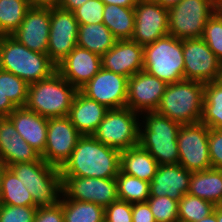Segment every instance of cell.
<instances>
[{
  "label": "cell",
  "instance_id": "e575fe53",
  "mask_svg": "<svg viewBox=\"0 0 222 222\" xmlns=\"http://www.w3.org/2000/svg\"><path fill=\"white\" fill-rule=\"evenodd\" d=\"M29 84L16 75L0 69V92L16 107H25Z\"/></svg>",
  "mask_w": 222,
  "mask_h": 222
},
{
  "label": "cell",
  "instance_id": "f907efd6",
  "mask_svg": "<svg viewBox=\"0 0 222 222\" xmlns=\"http://www.w3.org/2000/svg\"><path fill=\"white\" fill-rule=\"evenodd\" d=\"M198 222H217V218H216L215 212L211 213L207 217H204L202 220H200Z\"/></svg>",
  "mask_w": 222,
  "mask_h": 222
},
{
  "label": "cell",
  "instance_id": "ba28073f",
  "mask_svg": "<svg viewBox=\"0 0 222 222\" xmlns=\"http://www.w3.org/2000/svg\"><path fill=\"white\" fill-rule=\"evenodd\" d=\"M216 0H182L168 9V35L177 39L202 38L208 19L219 9Z\"/></svg>",
  "mask_w": 222,
  "mask_h": 222
},
{
  "label": "cell",
  "instance_id": "ffe728a7",
  "mask_svg": "<svg viewBox=\"0 0 222 222\" xmlns=\"http://www.w3.org/2000/svg\"><path fill=\"white\" fill-rule=\"evenodd\" d=\"M102 68L128 78L143 70V46L132 40H117L101 57Z\"/></svg>",
  "mask_w": 222,
  "mask_h": 222
},
{
  "label": "cell",
  "instance_id": "681fc988",
  "mask_svg": "<svg viewBox=\"0 0 222 222\" xmlns=\"http://www.w3.org/2000/svg\"><path fill=\"white\" fill-rule=\"evenodd\" d=\"M214 212L216 214L217 222H222V204L215 206Z\"/></svg>",
  "mask_w": 222,
  "mask_h": 222
},
{
  "label": "cell",
  "instance_id": "f6af8a7d",
  "mask_svg": "<svg viewBox=\"0 0 222 222\" xmlns=\"http://www.w3.org/2000/svg\"><path fill=\"white\" fill-rule=\"evenodd\" d=\"M30 7L34 8H56L60 4V0H27Z\"/></svg>",
  "mask_w": 222,
  "mask_h": 222
},
{
  "label": "cell",
  "instance_id": "74e56055",
  "mask_svg": "<svg viewBox=\"0 0 222 222\" xmlns=\"http://www.w3.org/2000/svg\"><path fill=\"white\" fill-rule=\"evenodd\" d=\"M105 4L101 0H88L73 11L79 24L90 25L103 23Z\"/></svg>",
  "mask_w": 222,
  "mask_h": 222
},
{
  "label": "cell",
  "instance_id": "5b68a950",
  "mask_svg": "<svg viewBox=\"0 0 222 222\" xmlns=\"http://www.w3.org/2000/svg\"><path fill=\"white\" fill-rule=\"evenodd\" d=\"M203 101L204 83L182 80L167 84L156 112L181 125L194 124L201 121Z\"/></svg>",
  "mask_w": 222,
  "mask_h": 222
},
{
  "label": "cell",
  "instance_id": "6da1fadb",
  "mask_svg": "<svg viewBox=\"0 0 222 222\" xmlns=\"http://www.w3.org/2000/svg\"><path fill=\"white\" fill-rule=\"evenodd\" d=\"M121 151L104 145L92 135L81 136L70 158L60 168L61 176L116 178Z\"/></svg>",
  "mask_w": 222,
  "mask_h": 222
},
{
  "label": "cell",
  "instance_id": "7a4b0ae2",
  "mask_svg": "<svg viewBox=\"0 0 222 222\" xmlns=\"http://www.w3.org/2000/svg\"><path fill=\"white\" fill-rule=\"evenodd\" d=\"M139 144L158 165L179 164L177 135L181 124L156 111L140 114Z\"/></svg>",
  "mask_w": 222,
  "mask_h": 222
},
{
  "label": "cell",
  "instance_id": "c3c4849f",
  "mask_svg": "<svg viewBox=\"0 0 222 222\" xmlns=\"http://www.w3.org/2000/svg\"><path fill=\"white\" fill-rule=\"evenodd\" d=\"M160 4L162 7L169 9L170 7L175 6L182 0H153Z\"/></svg>",
  "mask_w": 222,
  "mask_h": 222
},
{
  "label": "cell",
  "instance_id": "30bf717a",
  "mask_svg": "<svg viewBox=\"0 0 222 222\" xmlns=\"http://www.w3.org/2000/svg\"><path fill=\"white\" fill-rule=\"evenodd\" d=\"M209 127L201 122L181 125L177 135L179 164L191 173L212 168L208 146Z\"/></svg>",
  "mask_w": 222,
  "mask_h": 222
},
{
  "label": "cell",
  "instance_id": "4316f807",
  "mask_svg": "<svg viewBox=\"0 0 222 222\" xmlns=\"http://www.w3.org/2000/svg\"><path fill=\"white\" fill-rule=\"evenodd\" d=\"M117 39L103 23L84 25L79 24L77 45L103 56L111 49Z\"/></svg>",
  "mask_w": 222,
  "mask_h": 222
},
{
  "label": "cell",
  "instance_id": "8992f818",
  "mask_svg": "<svg viewBox=\"0 0 222 222\" xmlns=\"http://www.w3.org/2000/svg\"><path fill=\"white\" fill-rule=\"evenodd\" d=\"M9 168L25 185L37 207L54 206L60 202L63 192L59 168L44 159L15 163Z\"/></svg>",
  "mask_w": 222,
  "mask_h": 222
},
{
  "label": "cell",
  "instance_id": "52a82bcc",
  "mask_svg": "<svg viewBox=\"0 0 222 222\" xmlns=\"http://www.w3.org/2000/svg\"><path fill=\"white\" fill-rule=\"evenodd\" d=\"M143 70L166 84L184 80L183 40L166 35L143 46Z\"/></svg>",
  "mask_w": 222,
  "mask_h": 222
},
{
  "label": "cell",
  "instance_id": "d6a6232c",
  "mask_svg": "<svg viewBox=\"0 0 222 222\" xmlns=\"http://www.w3.org/2000/svg\"><path fill=\"white\" fill-rule=\"evenodd\" d=\"M118 198L131 204L146 202L150 197V183L123 173L116 176Z\"/></svg>",
  "mask_w": 222,
  "mask_h": 222
},
{
  "label": "cell",
  "instance_id": "b9f144b4",
  "mask_svg": "<svg viewBox=\"0 0 222 222\" xmlns=\"http://www.w3.org/2000/svg\"><path fill=\"white\" fill-rule=\"evenodd\" d=\"M34 222H64L62 205L38 207Z\"/></svg>",
  "mask_w": 222,
  "mask_h": 222
},
{
  "label": "cell",
  "instance_id": "7402d4cb",
  "mask_svg": "<svg viewBox=\"0 0 222 222\" xmlns=\"http://www.w3.org/2000/svg\"><path fill=\"white\" fill-rule=\"evenodd\" d=\"M41 159V155L20 136L13 123L7 117L0 118V161L9 167Z\"/></svg>",
  "mask_w": 222,
  "mask_h": 222
},
{
  "label": "cell",
  "instance_id": "484cf974",
  "mask_svg": "<svg viewBox=\"0 0 222 222\" xmlns=\"http://www.w3.org/2000/svg\"><path fill=\"white\" fill-rule=\"evenodd\" d=\"M189 194L213 203L222 204V169L210 168L193 172L190 178Z\"/></svg>",
  "mask_w": 222,
  "mask_h": 222
},
{
  "label": "cell",
  "instance_id": "4dcf8cb0",
  "mask_svg": "<svg viewBox=\"0 0 222 222\" xmlns=\"http://www.w3.org/2000/svg\"><path fill=\"white\" fill-rule=\"evenodd\" d=\"M201 123L211 129L222 128V85L216 81L204 83Z\"/></svg>",
  "mask_w": 222,
  "mask_h": 222
},
{
  "label": "cell",
  "instance_id": "7dc6e473",
  "mask_svg": "<svg viewBox=\"0 0 222 222\" xmlns=\"http://www.w3.org/2000/svg\"><path fill=\"white\" fill-rule=\"evenodd\" d=\"M105 5H117L122 7H134L139 0H101Z\"/></svg>",
  "mask_w": 222,
  "mask_h": 222
},
{
  "label": "cell",
  "instance_id": "f35d334b",
  "mask_svg": "<svg viewBox=\"0 0 222 222\" xmlns=\"http://www.w3.org/2000/svg\"><path fill=\"white\" fill-rule=\"evenodd\" d=\"M38 207L0 204V222H34Z\"/></svg>",
  "mask_w": 222,
  "mask_h": 222
},
{
  "label": "cell",
  "instance_id": "7bdbcfd3",
  "mask_svg": "<svg viewBox=\"0 0 222 222\" xmlns=\"http://www.w3.org/2000/svg\"><path fill=\"white\" fill-rule=\"evenodd\" d=\"M132 222H156L147 201L132 204Z\"/></svg>",
  "mask_w": 222,
  "mask_h": 222
},
{
  "label": "cell",
  "instance_id": "9a60e30c",
  "mask_svg": "<svg viewBox=\"0 0 222 222\" xmlns=\"http://www.w3.org/2000/svg\"><path fill=\"white\" fill-rule=\"evenodd\" d=\"M128 77L101 69L79 91L108 109L126 107Z\"/></svg>",
  "mask_w": 222,
  "mask_h": 222
},
{
  "label": "cell",
  "instance_id": "d6986e66",
  "mask_svg": "<svg viewBox=\"0 0 222 222\" xmlns=\"http://www.w3.org/2000/svg\"><path fill=\"white\" fill-rule=\"evenodd\" d=\"M101 67V56L77 45L57 66V71L79 90Z\"/></svg>",
  "mask_w": 222,
  "mask_h": 222
},
{
  "label": "cell",
  "instance_id": "3957f363",
  "mask_svg": "<svg viewBox=\"0 0 222 222\" xmlns=\"http://www.w3.org/2000/svg\"><path fill=\"white\" fill-rule=\"evenodd\" d=\"M0 69L31 84L51 76L57 66L48 54L34 52L12 36H0Z\"/></svg>",
  "mask_w": 222,
  "mask_h": 222
},
{
  "label": "cell",
  "instance_id": "1f68e13d",
  "mask_svg": "<svg viewBox=\"0 0 222 222\" xmlns=\"http://www.w3.org/2000/svg\"><path fill=\"white\" fill-rule=\"evenodd\" d=\"M30 8L27 0H0V36H11Z\"/></svg>",
  "mask_w": 222,
  "mask_h": 222
},
{
  "label": "cell",
  "instance_id": "f1b7e54d",
  "mask_svg": "<svg viewBox=\"0 0 222 222\" xmlns=\"http://www.w3.org/2000/svg\"><path fill=\"white\" fill-rule=\"evenodd\" d=\"M0 204L37 207L30 192L9 167L2 176Z\"/></svg>",
  "mask_w": 222,
  "mask_h": 222
},
{
  "label": "cell",
  "instance_id": "7c38bea8",
  "mask_svg": "<svg viewBox=\"0 0 222 222\" xmlns=\"http://www.w3.org/2000/svg\"><path fill=\"white\" fill-rule=\"evenodd\" d=\"M79 23L74 13L59 7L50 9V33L47 54L58 66L77 46Z\"/></svg>",
  "mask_w": 222,
  "mask_h": 222
},
{
  "label": "cell",
  "instance_id": "f546056e",
  "mask_svg": "<svg viewBox=\"0 0 222 222\" xmlns=\"http://www.w3.org/2000/svg\"><path fill=\"white\" fill-rule=\"evenodd\" d=\"M59 203L62 205L64 222H104V207L100 205L71 200L63 194Z\"/></svg>",
  "mask_w": 222,
  "mask_h": 222
},
{
  "label": "cell",
  "instance_id": "8d00e7d4",
  "mask_svg": "<svg viewBox=\"0 0 222 222\" xmlns=\"http://www.w3.org/2000/svg\"><path fill=\"white\" fill-rule=\"evenodd\" d=\"M147 203L156 222H178L179 201L162 197H149Z\"/></svg>",
  "mask_w": 222,
  "mask_h": 222
},
{
  "label": "cell",
  "instance_id": "277c9868",
  "mask_svg": "<svg viewBox=\"0 0 222 222\" xmlns=\"http://www.w3.org/2000/svg\"><path fill=\"white\" fill-rule=\"evenodd\" d=\"M79 90L55 71L48 78L29 84L26 108L46 118L69 115Z\"/></svg>",
  "mask_w": 222,
  "mask_h": 222
},
{
  "label": "cell",
  "instance_id": "2e32d148",
  "mask_svg": "<svg viewBox=\"0 0 222 222\" xmlns=\"http://www.w3.org/2000/svg\"><path fill=\"white\" fill-rule=\"evenodd\" d=\"M184 80L216 81L221 61L202 38L183 40Z\"/></svg>",
  "mask_w": 222,
  "mask_h": 222
},
{
  "label": "cell",
  "instance_id": "9c48e42d",
  "mask_svg": "<svg viewBox=\"0 0 222 222\" xmlns=\"http://www.w3.org/2000/svg\"><path fill=\"white\" fill-rule=\"evenodd\" d=\"M140 114L128 107L109 109L92 135L97 141L119 151L139 144Z\"/></svg>",
  "mask_w": 222,
  "mask_h": 222
},
{
  "label": "cell",
  "instance_id": "ac0fdd59",
  "mask_svg": "<svg viewBox=\"0 0 222 222\" xmlns=\"http://www.w3.org/2000/svg\"><path fill=\"white\" fill-rule=\"evenodd\" d=\"M49 33L50 9L31 7L11 36L28 49L47 54Z\"/></svg>",
  "mask_w": 222,
  "mask_h": 222
},
{
  "label": "cell",
  "instance_id": "8fae6325",
  "mask_svg": "<svg viewBox=\"0 0 222 222\" xmlns=\"http://www.w3.org/2000/svg\"><path fill=\"white\" fill-rule=\"evenodd\" d=\"M63 195L107 207L118 198L116 178L61 176Z\"/></svg>",
  "mask_w": 222,
  "mask_h": 222
},
{
  "label": "cell",
  "instance_id": "4fadbf2b",
  "mask_svg": "<svg viewBox=\"0 0 222 222\" xmlns=\"http://www.w3.org/2000/svg\"><path fill=\"white\" fill-rule=\"evenodd\" d=\"M81 136L68 116L48 118L47 142L41 158L60 169Z\"/></svg>",
  "mask_w": 222,
  "mask_h": 222
},
{
  "label": "cell",
  "instance_id": "44dd1931",
  "mask_svg": "<svg viewBox=\"0 0 222 222\" xmlns=\"http://www.w3.org/2000/svg\"><path fill=\"white\" fill-rule=\"evenodd\" d=\"M191 175L180 164L158 165L150 182V197L168 196L179 201L189 191Z\"/></svg>",
  "mask_w": 222,
  "mask_h": 222
},
{
  "label": "cell",
  "instance_id": "e0dca14e",
  "mask_svg": "<svg viewBox=\"0 0 222 222\" xmlns=\"http://www.w3.org/2000/svg\"><path fill=\"white\" fill-rule=\"evenodd\" d=\"M167 84L145 70L128 78L126 107L142 114L158 108Z\"/></svg>",
  "mask_w": 222,
  "mask_h": 222
},
{
  "label": "cell",
  "instance_id": "d4e9b609",
  "mask_svg": "<svg viewBox=\"0 0 222 222\" xmlns=\"http://www.w3.org/2000/svg\"><path fill=\"white\" fill-rule=\"evenodd\" d=\"M157 168V161L140 144L121 151L120 170L127 175L150 183Z\"/></svg>",
  "mask_w": 222,
  "mask_h": 222
},
{
  "label": "cell",
  "instance_id": "ee69618b",
  "mask_svg": "<svg viewBox=\"0 0 222 222\" xmlns=\"http://www.w3.org/2000/svg\"><path fill=\"white\" fill-rule=\"evenodd\" d=\"M15 109L16 107L11 103L7 96H4L0 92V118L8 117L10 113Z\"/></svg>",
  "mask_w": 222,
  "mask_h": 222
},
{
  "label": "cell",
  "instance_id": "cb8c5ba5",
  "mask_svg": "<svg viewBox=\"0 0 222 222\" xmlns=\"http://www.w3.org/2000/svg\"><path fill=\"white\" fill-rule=\"evenodd\" d=\"M108 110L106 106L87 98L78 91L68 117L82 136L93 135Z\"/></svg>",
  "mask_w": 222,
  "mask_h": 222
},
{
  "label": "cell",
  "instance_id": "ab89813d",
  "mask_svg": "<svg viewBox=\"0 0 222 222\" xmlns=\"http://www.w3.org/2000/svg\"><path fill=\"white\" fill-rule=\"evenodd\" d=\"M104 222H132V204L117 199L104 208Z\"/></svg>",
  "mask_w": 222,
  "mask_h": 222
},
{
  "label": "cell",
  "instance_id": "816d5d0a",
  "mask_svg": "<svg viewBox=\"0 0 222 222\" xmlns=\"http://www.w3.org/2000/svg\"><path fill=\"white\" fill-rule=\"evenodd\" d=\"M6 168H7V166L2 161H0V196H1L2 176H3V173H4Z\"/></svg>",
  "mask_w": 222,
  "mask_h": 222
},
{
  "label": "cell",
  "instance_id": "60d3db41",
  "mask_svg": "<svg viewBox=\"0 0 222 222\" xmlns=\"http://www.w3.org/2000/svg\"><path fill=\"white\" fill-rule=\"evenodd\" d=\"M208 146L212 168L222 169V128H209Z\"/></svg>",
  "mask_w": 222,
  "mask_h": 222
},
{
  "label": "cell",
  "instance_id": "bcb514c9",
  "mask_svg": "<svg viewBox=\"0 0 222 222\" xmlns=\"http://www.w3.org/2000/svg\"><path fill=\"white\" fill-rule=\"evenodd\" d=\"M88 0H60L59 8L73 12Z\"/></svg>",
  "mask_w": 222,
  "mask_h": 222
},
{
  "label": "cell",
  "instance_id": "83f0119b",
  "mask_svg": "<svg viewBox=\"0 0 222 222\" xmlns=\"http://www.w3.org/2000/svg\"><path fill=\"white\" fill-rule=\"evenodd\" d=\"M103 24L117 40H131L135 24L134 7L105 5Z\"/></svg>",
  "mask_w": 222,
  "mask_h": 222
},
{
  "label": "cell",
  "instance_id": "603a6c76",
  "mask_svg": "<svg viewBox=\"0 0 222 222\" xmlns=\"http://www.w3.org/2000/svg\"><path fill=\"white\" fill-rule=\"evenodd\" d=\"M7 118L13 123L20 136L42 155L47 142L48 118L26 107L16 108Z\"/></svg>",
  "mask_w": 222,
  "mask_h": 222
},
{
  "label": "cell",
  "instance_id": "d590c367",
  "mask_svg": "<svg viewBox=\"0 0 222 222\" xmlns=\"http://www.w3.org/2000/svg\"><path fill=\"white\" fill-rule=\"evenodd\" d=\"M202 39L222 62V8H219L208 19Z\"/></svg>",
  "mask_w": 222,
  "mask_h": 222
},
{
  "label": "cell",
  "instance_id": "836d02e7",
  "mask_svg": "<svg viewBox=\"0 0 222 222\" xmlns=\"http://www.w3.org/2000/svg\"><path fill=\"white\" fill-rule=\"evenodd\" d=\"M215 205L189 193L179 200L178 222H198L214 212Z\"/></svg>",
  "mask_w": 222,
  "mask_h": 222
},
{
  "label": "cell",
  "instance_id": "5bb4252c",
  "mask_svg": "<svg viewBox=\"0 0 222 222\" xmlns=\"http://www.w3.org/2000/svg\"><path fill=\"white\" fill-rule=\"evenodd\" d=\"M135 24L131 40L145 46L168 35V9L153 0H139L134 6Z\"/></svg>",
  "mask_w": 222,
  "mask_h": 222
},
{
  "label": "cell",
  "instance_id": "db71d44e",
  "mask_svg": "<svg viewBox=\"0 0 222 222\" xmlns=\"http://www.w3.org/2000/svg\"><path fill=\"white\" fill-rule=\"evenodd\" d=\"M216 2L219 5V7L222 8V0H216Z\"/></svg>",
  "mask_w": 222,
  "mask_h": 222
},
{
  "label": "cell",
  "instance_id": "f5cc1de1",
  "mask_svg": "<svg viewBox=\"0 0 222 222\" xmlns=\"http://www.w3.org/2000/svg\"><path fill=\"white\" fill-rule=\"evenodd\" d=\"M216 82H218L220 85H222V62L220 63L218 78H217Z\"/></svg>",
  "mask_w": 222,
  "mask_h": 222
}]
</instances>
